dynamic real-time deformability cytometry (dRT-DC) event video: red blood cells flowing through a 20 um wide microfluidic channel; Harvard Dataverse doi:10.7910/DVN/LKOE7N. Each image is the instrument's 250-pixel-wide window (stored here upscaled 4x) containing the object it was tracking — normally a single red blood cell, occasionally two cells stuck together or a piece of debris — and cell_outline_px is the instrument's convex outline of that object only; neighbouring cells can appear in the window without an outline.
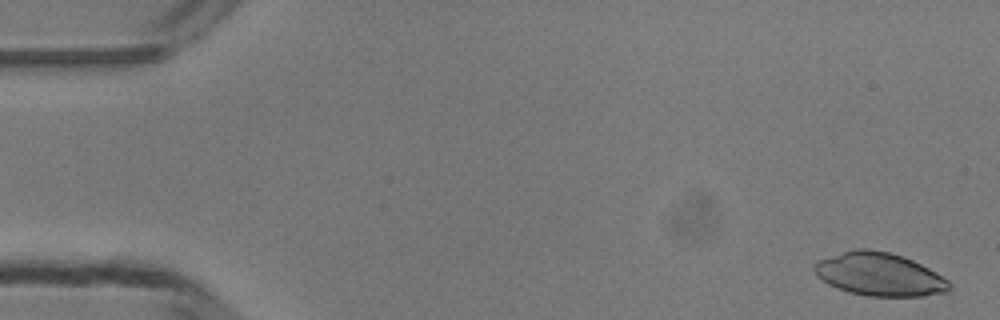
{"species": "common noctule bat (a hibernating species)", "species_latin": "Nyctalus noctula", "temperature_condition": "room temperature", "stored_images_in_passage": 49, "camera_frame_rate_fps": 3000, "um_per_image_px": 0.085, "animal": {"sex": "male", "body_mass_g": 13.3}, "frame": {"image": 1, "passage_image": 2, "time_ms": 0.333, "image_size_px": [1000, 320], "cell_outline_px": [[952, 288], [948, 292], [924, 296], [868, 296], [848, 292], [836, 288], [828, 284], [816, 276], [812, 268], [812, 264], [816, 260], [856, 248], [868, 248], [888, 252], [904, 256], [936, 272], [948, 280], [952, 284]], "centroid_in_image_um": [74.73, 23.32], "position_along_channel_um": 10.3, "area_um2": 34.33}}